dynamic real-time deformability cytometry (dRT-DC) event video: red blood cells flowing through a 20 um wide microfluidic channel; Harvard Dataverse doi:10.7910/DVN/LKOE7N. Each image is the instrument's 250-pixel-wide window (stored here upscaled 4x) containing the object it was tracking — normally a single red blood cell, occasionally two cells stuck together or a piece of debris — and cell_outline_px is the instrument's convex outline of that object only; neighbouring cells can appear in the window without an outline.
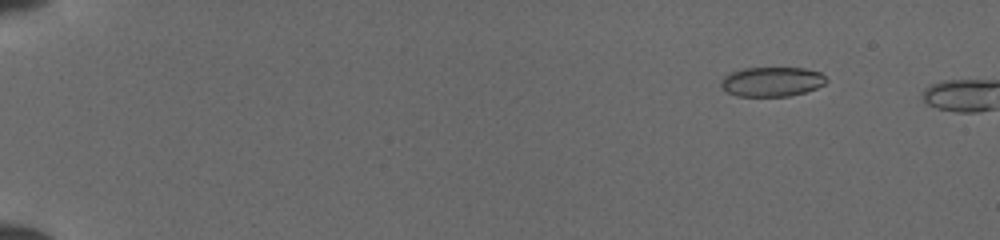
{"species": "common noctule bat (a hibernating species)", "species_latin": "Nyctalus noctula", "temperature_condition": "cold", "stored_images_in_passage": 9, "camera_frame_rate_fps": 3000, "um_per_image_px": 0.085, "animal": {"sex": "female", "body_mass_g": 19.5, "forearm_length_mm": 54.1}, "frame": {"image": 1, "passage_image": 7, "time_ms": 2.0, "image_size_px": [1000, 240], "cell_outline_px": [[828, 80], [824, 84], [816, 88], [804, 92], [788, 96], [736, 96], [728, 92], [720, 84], [720, 80], [728, 72], [744, 68], [804, 68], [820, 72]], "centroid_in_image_um": [65.58, 6.93], "position_along_channel_um": 19.4, "area_um2": 18.15}}